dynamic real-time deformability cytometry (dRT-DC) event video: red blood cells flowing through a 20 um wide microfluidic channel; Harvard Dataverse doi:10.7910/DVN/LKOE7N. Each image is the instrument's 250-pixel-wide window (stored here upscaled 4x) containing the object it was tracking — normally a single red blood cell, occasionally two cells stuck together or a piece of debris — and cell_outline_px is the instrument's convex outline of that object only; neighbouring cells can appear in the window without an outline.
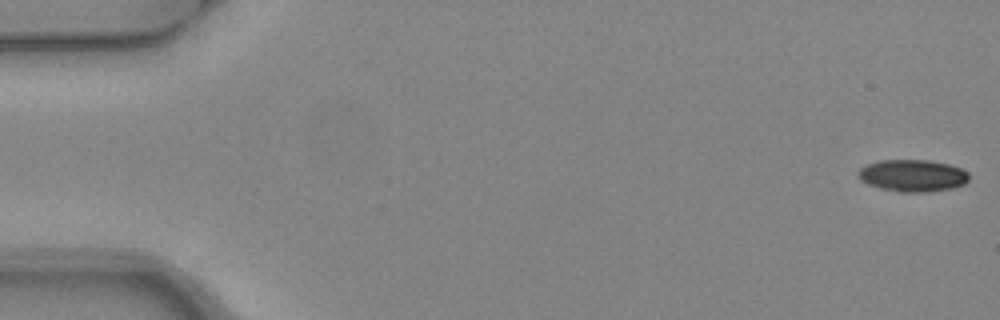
{"species": "common noctule bat (a hibernating species)", "species_latin": "Nyctalus noctula", "temperature_condition": "warm", "stored_images_in_passage": 4, "camera_frame_rate_fps": 3000, "um_per_image_px": 0.085, "animal": {"sex": "female", "body_mass_g": 24.6, "forearm_length_mm": 56.2}, "frame": {"image": 1, "passage_image": 1, "time_ms": 0.0, "image_size_px": [1000, 320], "cell_outline_px": [[968, 180], [964, 184], [952, 188], [924, 192], [900, 192], [880, 188], [868, 184], [860, 180], [856, 176], [856, 172], [860, 168], [868, 164], [880, 160], [928, 160], [948, 164], [960, 168], [968, 172]], "centroid_in_image_um": [77.53, 14.92], "position_along_channel_um": 7.5, "area_um2": 20.69}}
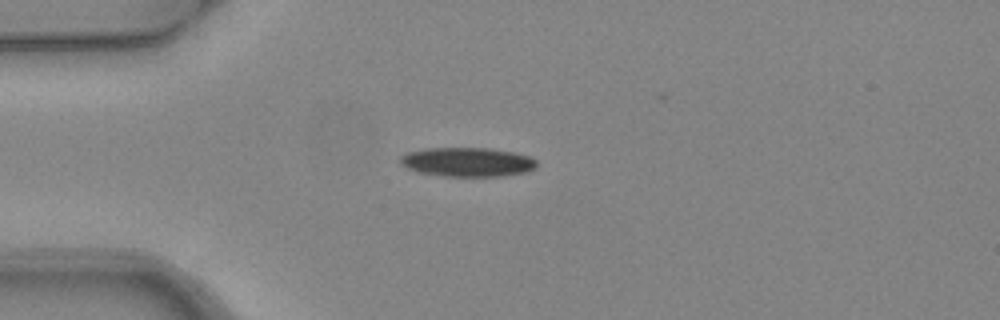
{"frame": {"image": 2, "passage_image": 4, "time_ms": 1.0, "image_size_px": [1000, 320], "cell_outline_px": [[536, 168], [528, 172], [504, 176], [444, 176], [416, 172], [400, 164], [400, 156], [404, 152], [424, 148], [488, 148], [512, 152], [532, 156], [536, 160]], "centroid_in_image_um": [39.72, 13.77], "position_along_channel_um": 45.3, "area_um2": 23.52}}